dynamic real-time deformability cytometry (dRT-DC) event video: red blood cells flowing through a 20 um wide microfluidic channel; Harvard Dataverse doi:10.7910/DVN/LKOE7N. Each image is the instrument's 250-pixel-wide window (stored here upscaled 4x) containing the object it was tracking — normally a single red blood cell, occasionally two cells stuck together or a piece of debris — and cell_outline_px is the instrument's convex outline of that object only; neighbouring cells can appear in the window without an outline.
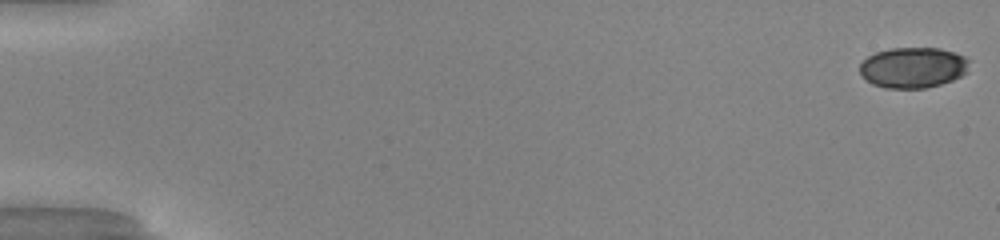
{"species": "common noctule bat (a hibernating species)", "species_latin": "Nyctalus noctula", "temperature_condition": "warm", "stored_images_in_passage": 51, "camera_frame_rate_fps": 3000, "um_per_image_px": 0.085, "animal": {"sex": "male", "body_mass_g": 20.0, "forearm_length_mm": 53.3}, "frame": {"image": 1, "passage_image": 1, "time_ms": 0.0, "image_size_px": [1000, 240], "cell_outline_px": [[968, 72], [952, 80], [940, 84], [924, 88], [884, 88], [872, 84], [860, 76], [860, 64], [868, 56], [876, 52], [892, 48], [940, 48], [956, 52], [964, 56], [968, 60]], "centroid_in_image_um": [77.6, 5.74], "position_along_channel_um": 7.4, "area_um2": 26.07}}
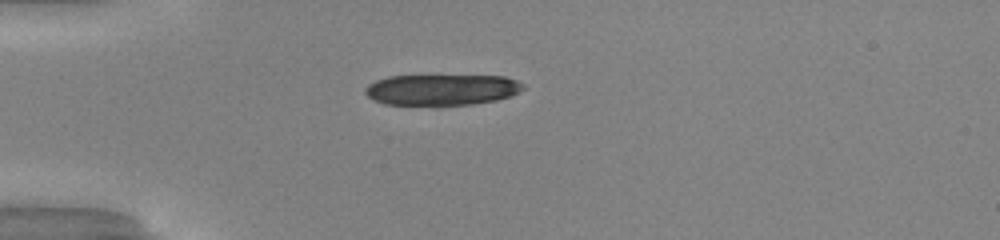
{"frame": {"image": 2, "passage_image": 15, "time_ms": 4.667, "image_size_px": [1000, 240], "cell_outline_px": [[524, 88], [508, 96], [496, 100], [472, 104], [436, 108], [384, 104], [372, 100], [364, 92], [364, 88], [368, 84], [376, 80], [388, 76], [504, 76], [516, 80], [524, 84]], "centroid_in_image_um": [37.46, 7.67], "position_along_channel_um": 47.5, "area_um2": 29.42}}